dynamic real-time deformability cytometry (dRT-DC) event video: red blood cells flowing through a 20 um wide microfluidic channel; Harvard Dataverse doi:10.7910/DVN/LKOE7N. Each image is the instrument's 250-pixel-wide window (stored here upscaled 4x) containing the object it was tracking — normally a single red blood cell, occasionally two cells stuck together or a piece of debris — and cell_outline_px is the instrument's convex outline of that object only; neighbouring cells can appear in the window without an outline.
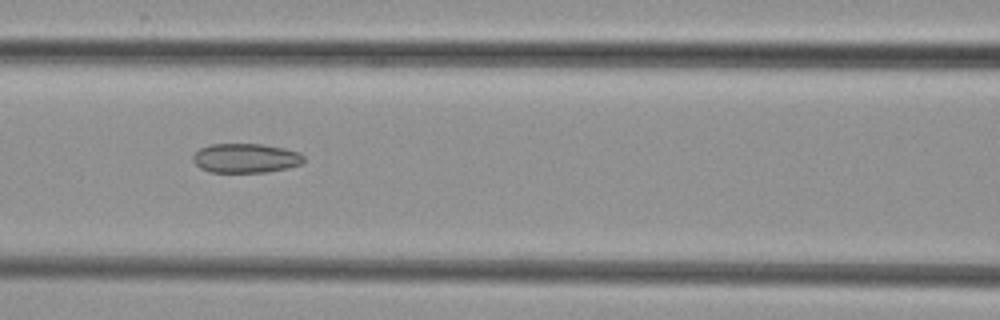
{"species": "common noctule bat (a hibernating species)", "species_latin": "Nyctalus noctula", "temperature_condition": "cold", "stored_images_in_passage": 7, "camera_frame_rate_fps": 3000, "um_per_image_px": 0.085, "animal": {"sex": "female", "body_mass_g": 29.2, "forearm_length_mm": 56.3}, "frame": {"image": 1, "passage_image": 4, "time_ms": 3.333, "image_size_px": [1000, 320], "cell_outline_px": [[304, 160], [300, 164], [268, 172], [208, 172], [200, 168], [192, 160], [192, 156], [200, 148], [208, 144], [264, 144], [284, 148], [300, 152], [304, 156]], "centroid_in_image_um": [20.86, 13.43], "position_along_channel_um": 145.7, "area_um2": 19.02}}
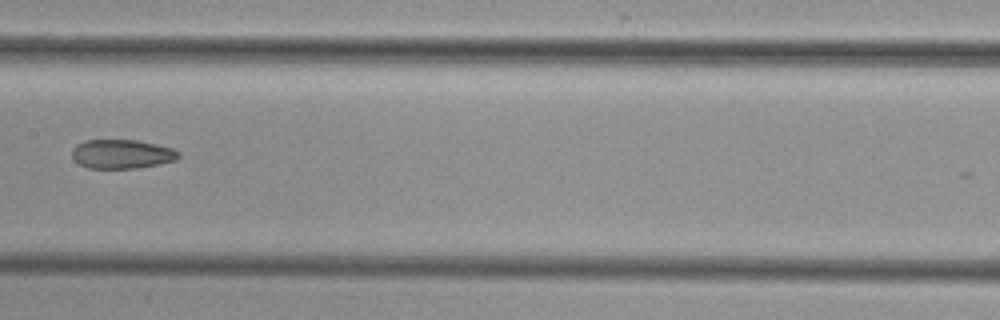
{"frame": {"image": 2, "passage_image": 5, "time_ms": 4.667, "image_size_px": [1000, 320], "cell_outline_px": [[180, 156], [176, 160], [136, 168], [88, 168], [80, 164], [72, 156], [72, 148], [76, 144], [84, 140], [136, 140], [156, 144], [172, 148], [180, 152]], "centroid_in_image_um": [10.34, 13.08], "position_along_channel_um": 197.1, "area_um2": 17.98}}
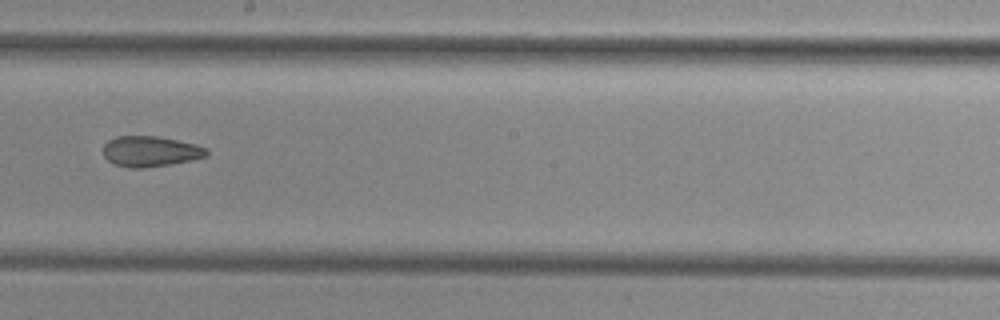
{"frame": {"image": 3, "passage_image": 6, "time_ms": 5.667, "image_size_px": [1000, 320], "cell_outline_px": [[208, 156], [172, 164], [144, 168], [128, 168], [112, 164], [104, 156], [104, 144], [108, 140], [116, 136], [156, 136], [196, 144], [208, 148]], "centroid_in_image_um": [12.78, 12.87], "position_along_channel_um": 235.4, "area_um2": 18.55}}